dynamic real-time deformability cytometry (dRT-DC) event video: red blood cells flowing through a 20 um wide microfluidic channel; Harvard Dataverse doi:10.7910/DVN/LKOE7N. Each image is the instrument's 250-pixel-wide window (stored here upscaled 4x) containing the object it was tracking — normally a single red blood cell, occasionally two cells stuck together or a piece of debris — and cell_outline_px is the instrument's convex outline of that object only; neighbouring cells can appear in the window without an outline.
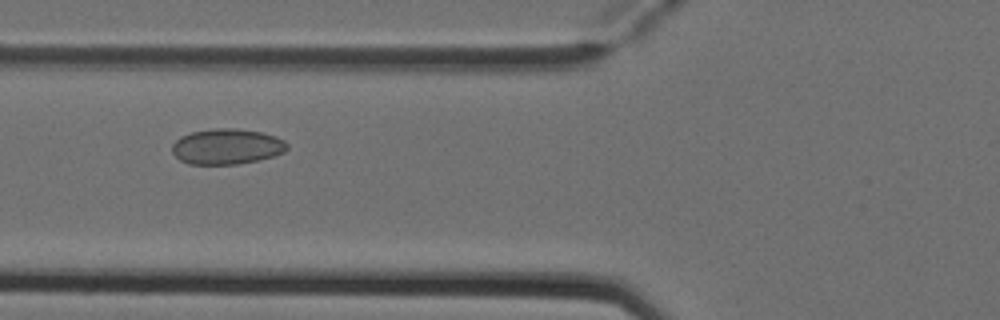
{"species": "Egyptian fruit bat (a non-hibernating species)", "species_latin": "Rousettus aegyptiacus", "temperature_condition": "cold", "stored_images_in_passage": 4, "camera_frame_rate_fps": 3000, "um_per_image_px": 0.085, "animal": {"sex": "female"}, "frame": {"image": 1, "passage_image": 3, "time_ms": 0.667, "image_size_px": [1000, 320], "cell_outline_px": [[288, 148], [284, 152], [272, 156], [256, 160], [236, 164], [188, 164], [180, 160], [172, 152], [172, 144], [180, 136], [192, 132], [216, 128], [236, 128], [260, 132], [276, 136], [284, 140], [288, 144]], "centroid_in_image_um": [19.27, 12.45], "position_along_channel_um": 106.5, "area_um2": 23.76}}
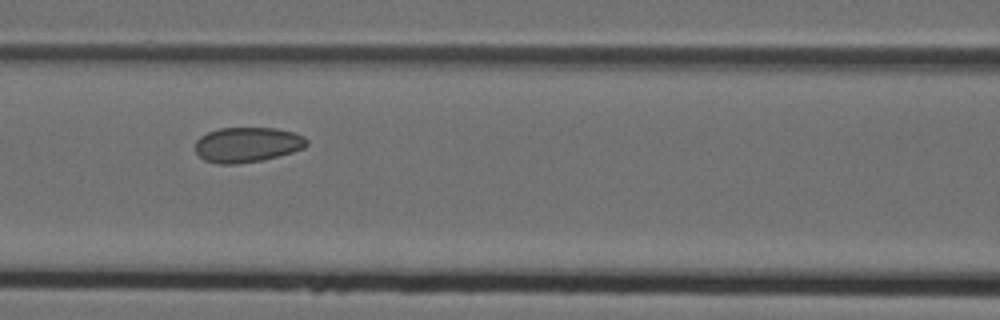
{"frame": {"image": 2, "passage_image": 4, "time_ms": 1.0, "image_size_px": [1000, 320], "cell_outline_px": [[308, 144], [304, 148], [292, 152], [264, 160], [236, 164], [216, 164], [204, 160], [196, 152], [196, 140], [200, 136], [208, 132], [220, 128], [276, 128], [292, 132], [304, 136], [308, 140]], "centroid_in_image_um": [21.02, 12.3], "position_along_channel_um": 145.6, "area_um2": 22.89}}